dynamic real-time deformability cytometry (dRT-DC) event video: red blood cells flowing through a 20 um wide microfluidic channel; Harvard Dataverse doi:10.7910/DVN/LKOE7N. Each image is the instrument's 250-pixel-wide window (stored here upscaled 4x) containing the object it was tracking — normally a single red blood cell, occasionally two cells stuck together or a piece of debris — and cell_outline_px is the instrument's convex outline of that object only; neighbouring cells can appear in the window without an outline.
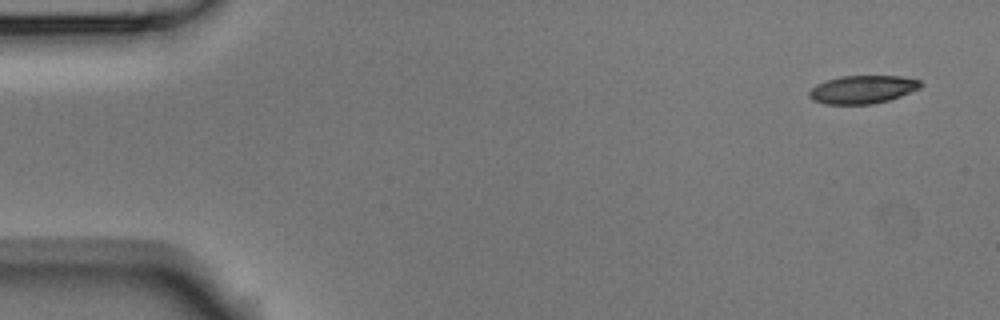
{"species": "Egyptian fruit bat (a non-hibernating species)", "species_latin": "Rousettus aegyptiacus", "temperature_condition": "room temperature", "stored_images_in_passage": 4, "camera_frame_rate_fps": 3000, "um_per_image_px": 0.085, "animal": {"sex": "male"}, "frame": {"image": 1, "passage_image": 1, "time_ms": 0.0, "image_size_px": [1000, 320], "cell_outline_px": [[924, 84], [920, 88], [900, 96], [888, 100], [872, 104], [824, 104], [812, 100], [808, 96], [808, 92], [816, 84], [840, 76], [900, 76], [920, 80]], "centroid_in_image_um": [73.31, 7.6], "position_along_channel_um": 11.7, "area_um2": 18.26}}
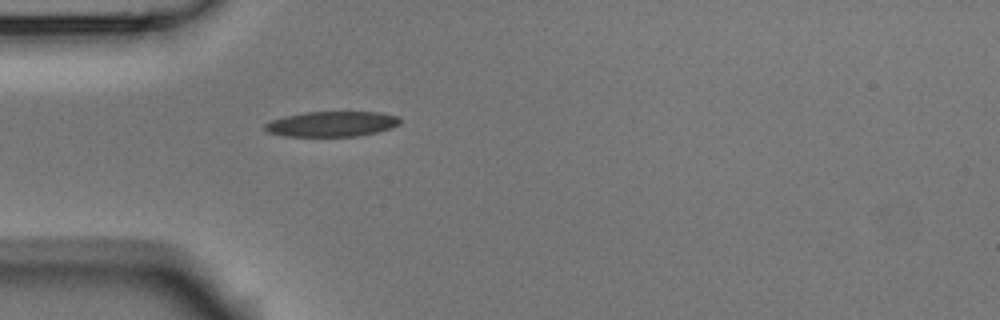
{"frame": {"image": 2, "passage_image": 4, "time_ms": 1.0, "image_size_px": [1000, 320], "cell_outline_px": [[400, 124], [392, 128], [376, 132], [356, 136], [284, 136], [268, 132], [264, 128], [264, 124], [272, 120], [284, 116], [304, 112], [380, 112], [396, 116], [400, 120]], "centroid_in_image_um": [28.19, 10.53], "position_along_channel_um": 56.8, "area_um2": 19.83}}